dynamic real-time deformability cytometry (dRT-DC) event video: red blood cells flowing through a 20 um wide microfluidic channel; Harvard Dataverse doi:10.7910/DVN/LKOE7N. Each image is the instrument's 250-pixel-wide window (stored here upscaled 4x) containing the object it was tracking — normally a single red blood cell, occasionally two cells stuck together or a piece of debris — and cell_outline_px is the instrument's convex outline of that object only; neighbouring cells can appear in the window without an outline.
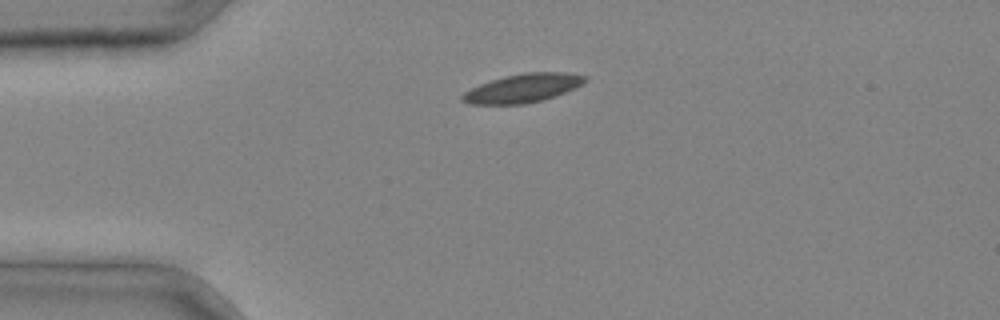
{"species": "common noctule bat (a hibernating species)", "species_latin": "Nyctalus noctula", "temperature_condition": "cold", "stored_images_in_passage": 1, "camera_frame_rate_fps": 3000, "um_per_image_px": 0.085, "animal": {"sex": "male", "body_mass_g": 20.4}, "frame": {"image": 1, "passage_image": 1, "time_ms": 0.0, "image_size_px": [1000, 320], "cell_outline_px": [[588, 80], [576, 88], [540, 100], [524, 104], [472, 104], [460, 100], [460, 96], [464, 92], [480, 84], [504, 76], [524, 72], [564, 72], [588, 76]], "centroid_in_image_um": [44.45, 7.48], "position_along_channel_um": 40.6, "area_um2": 20.35}}